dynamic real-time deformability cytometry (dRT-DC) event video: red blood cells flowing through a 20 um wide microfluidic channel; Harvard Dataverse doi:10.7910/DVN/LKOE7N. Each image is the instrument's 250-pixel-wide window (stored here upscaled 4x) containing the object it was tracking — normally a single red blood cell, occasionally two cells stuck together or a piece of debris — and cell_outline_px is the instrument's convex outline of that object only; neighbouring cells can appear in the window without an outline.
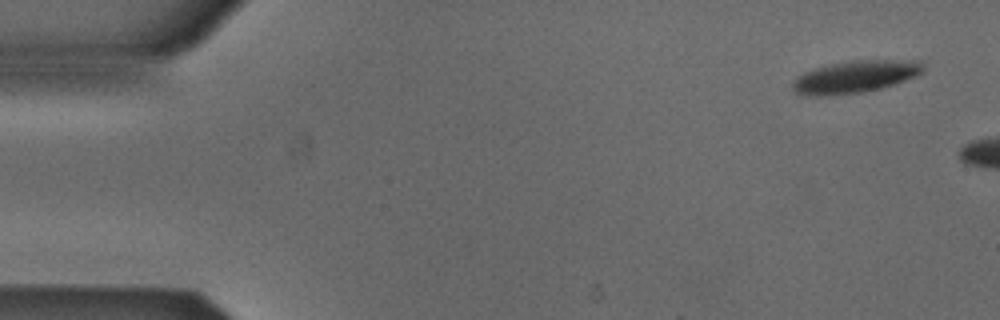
{"species": "Egyptian fruit bat (a non-hibernating species)", "species_latin": "Rousettus aegyptiacus", "temperature_condition": "cold", "stored_images_in_passage": 5, "camera_frame_rate_fps": 3000, "um_per_image_px": 0.085, "animal": {"sex": "male"}, "frame": {"image": 1, "passage_image": 1, "time_ms": 0.0, "image_size_px": [1000, 320], "cell_outline_px": [[924, 72], [916, 76], [880, 88], [864, 92], [828, 96], [800, 96], [792, 88], [792, 84], [796, 76], [804, 72], [816, 68], [832, 64], [852, 60], [920, 60], [924, 64]], "centroid_in_image_um": [72.67, 6.53], "position_along_channel_um": 12.3, "area_um2": 24.68}}